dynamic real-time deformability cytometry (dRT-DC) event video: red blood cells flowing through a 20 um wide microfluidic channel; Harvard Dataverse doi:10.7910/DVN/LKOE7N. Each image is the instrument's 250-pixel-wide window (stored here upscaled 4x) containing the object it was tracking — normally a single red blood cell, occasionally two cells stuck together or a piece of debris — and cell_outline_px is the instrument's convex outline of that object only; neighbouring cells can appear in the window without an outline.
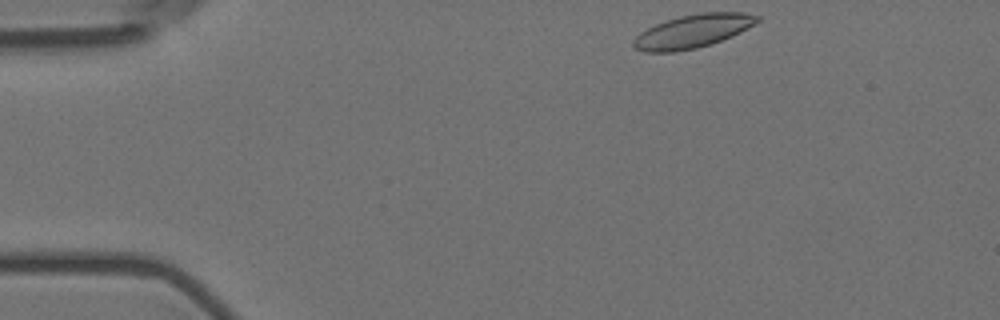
{"species": "Egyptian fruit bat (a non-hibernating species)", "species_latin": "Rousettus aegyptiacus", "temperature_condition": "room temperature", "stored_images_in_passage": 3, "camera_frame_rate_fps": 3000, "um_per_image_px": 0.085, "animal": {"sex": "female"}, "frame": {"image": 1, "passage_image": 1, "time_ms": 0.0, "image_size_px": [1000, 320], "cell_outline_px": [[760, 20], [740, 32], [732, 36], [712, 44], [696, 48], [672, 52], [644, 52], [636, 48], [632, 44], [632, 40], [640, 32], [656, 24], [680, 16], [704, 12], [744, 12], [760, 16]], "centroid_in_image_um": [58.89, 2.65], "position_along_channel_um": 26.1, "area_um2": 23.93}}